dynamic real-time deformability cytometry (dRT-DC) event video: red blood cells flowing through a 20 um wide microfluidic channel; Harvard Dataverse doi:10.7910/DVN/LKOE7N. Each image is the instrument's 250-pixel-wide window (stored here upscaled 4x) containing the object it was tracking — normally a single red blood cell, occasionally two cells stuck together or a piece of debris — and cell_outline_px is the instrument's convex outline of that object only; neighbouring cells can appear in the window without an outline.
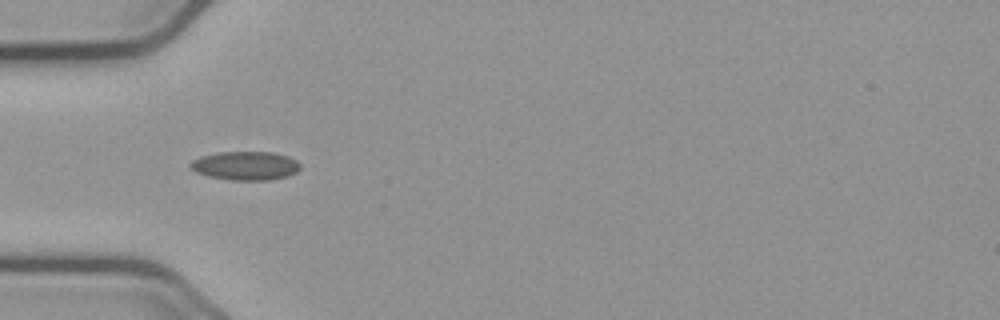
{"species": "common noctule bat (a hibernating species)", "species_latin": "Nyctalus noctula", "temperature_condition": "cold", "stored_images_in_passage": 11, "camera_frame_rate_fps": 3000, "um_per_image_px": 0.085, "animal": {"sex": "male", "body_mass_g": 23.1, "forearm_length_mm": 52.7}, "frame": {"image": 1, "passage_image": 4, "time_ms": 1.0, "image_size_px": [1000, 320], "cell_outline_px": [[300, 168], [296, 172], [288, 176], [268, 180], [232, 180], [208, 176], [196, 172], [188, 164], [192, 160], [200, 156], [220, 152], [272, 152], [288, 156], [296, 160], [300, 164]], "centroid_in_image_um": [20.86, 14.08], "position_along_channel_um": 64.1, "area_um2": 18.38}}
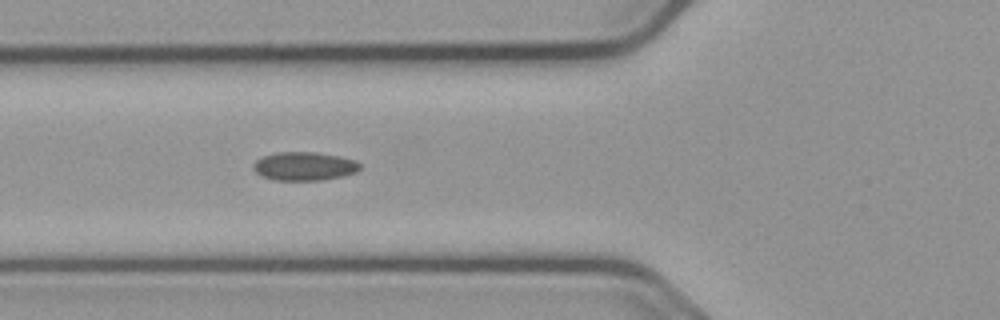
{"frame": {"image": 2, "passage_image": 7, "time_ms": 2.0, "image_size_px": [1000, 320], "cell_outline_px": [[360, 168], [356, 172], [340, 176], [320, 180], [276, 180], [264, 176], [256, 172], [252, 168], [252, 164], [256, 160], [264, 156], [276, 152], [316, 152], [356, 160], [360, 164]], "centroid_in_image_um": [25.84, 14.12], "position_along_channel_um": 100.0, "area_um2": 17.51}}